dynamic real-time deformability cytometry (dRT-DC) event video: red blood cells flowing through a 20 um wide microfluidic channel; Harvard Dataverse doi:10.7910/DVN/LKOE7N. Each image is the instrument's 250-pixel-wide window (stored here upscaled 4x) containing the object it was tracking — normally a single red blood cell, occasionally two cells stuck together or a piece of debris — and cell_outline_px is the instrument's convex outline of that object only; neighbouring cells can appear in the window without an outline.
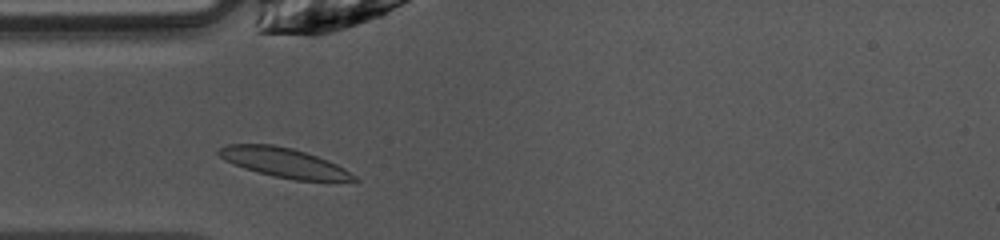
{"species": "common noctule bat (a hibernating species)", "species_latin": "Nyctalus noctula", "temperature_condition": "warm", "stored_images_in_passage": 38, "camera_frame_rate_fps": 3000, "um_per_image_px": 0.085, "animal": {"sex": "female", "body_mass_g": 10.0, "forearm_length_mm": 53.1}, "frame": {"image": 1, "passage_image": 3, "time_ms": 0.667, "image_size_px": [1000, 240], "cell_outline_px": [[360, 180], [296, 180], [272, 176], [244, 168], [224, 160], [216, 152], [220, 148], [228, 144], [272, 144], [292, 148], [328, 160], [344, 168], [356, 176]], "centroid_in_image_um": [24.1, 13.81], "position_along_channel_um": 60.9, "area_um2": 22.89}}
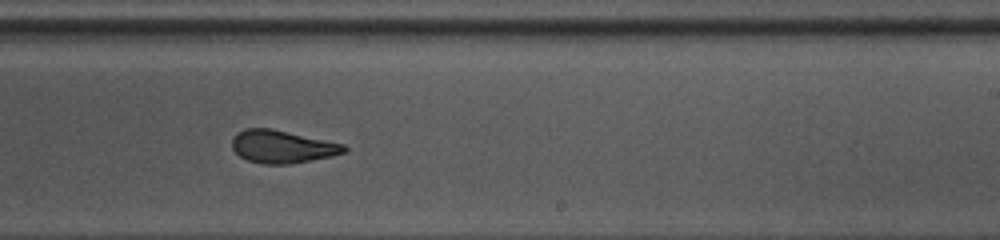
{"frame": {"image": 2, "passage_image": 18, "time_ms": 5.667, "image_size_px": [1000, 240], "cell_outline_px": [[348, 148], [344, 152], [332, 156], [288, 164], [260, 164], [248, 160], [240, 156], [232, 148], [232, 140], [236, 132], [244, 128], [272, 128], [344, 144]], "centroid_in_image_um": [23.96, 12.45], "position_along_channel_um": 265.0, "area_um2": 21.39}}
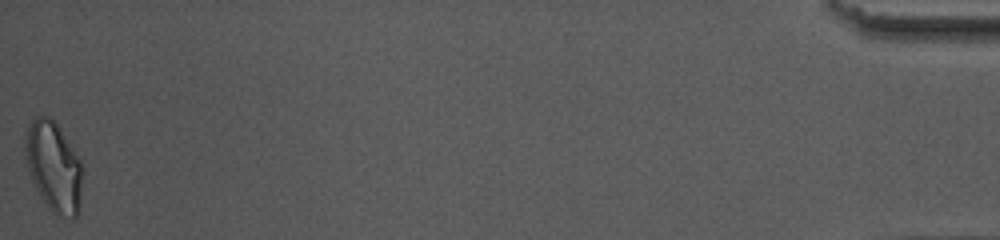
{"frame": {"image": 3, "passage_image": 38, "time_ms": 12.333, "image_size_px": [1000, 240], "cell_outline_px": [[84, 172], [80, 200], [76, 216], [72, 220], [60, 220], [48, 208], [36, 188], [28, 172], [24, 148], [24, 132], [32, 120], [36, 116], [48, 116], [60, 128], [80, 160]], "centroid_in_image_um": [4.57, 14.21], "position_along_channel_um": 430.6, "area_um2": 30.58}, "authors_computed_cell_mechanics": {"area_um2": 22.1085, "velocity_mm_per_s": 4.0691, "shape_relaxation_time_tau1_ms": 4.5366, "shape_relaxation_time_tau2_ms": 1.7757, "deformation_change_tau1": 0.1602, "deformation_change_tau2": 0.0785}}